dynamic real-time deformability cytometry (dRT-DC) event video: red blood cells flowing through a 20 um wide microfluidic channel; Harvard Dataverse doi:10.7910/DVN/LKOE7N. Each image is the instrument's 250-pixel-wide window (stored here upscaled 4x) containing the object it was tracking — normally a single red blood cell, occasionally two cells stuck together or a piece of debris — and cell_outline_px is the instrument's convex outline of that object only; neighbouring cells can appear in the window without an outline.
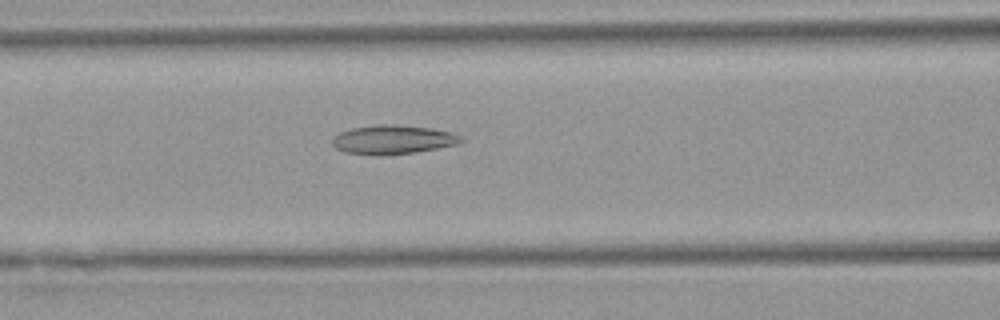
{"species": "Egyptian fruit bat (a non-hibernating species)", "species_latin": "Rousettus aegyptiacus", "temperature_condition": "warm", "stored_images_in_passage": 38, "camera_frame_rate_fps": 3000, "um_per_image_px": 0.085, "animal": {"sex": "female"}, "frame": {"image": 1, "passage_image": 8, "time_ms": 2.333, "image_size_px": [1000, 320], "cell_outline_px": [[464, 140], [456, 144], [436, 148], [412, 152], [376, 156], [344, 152], [336, 148], [332, 144], [332, 136], [340, 132], [352, 128], [380, 124], [392, 124], [432, 128], [452, 132], [460, 136]], "centroid_in_image_um": [33.34, 11.86], "position_along_channel_um": 133.3, "area_um2": 21.68}}
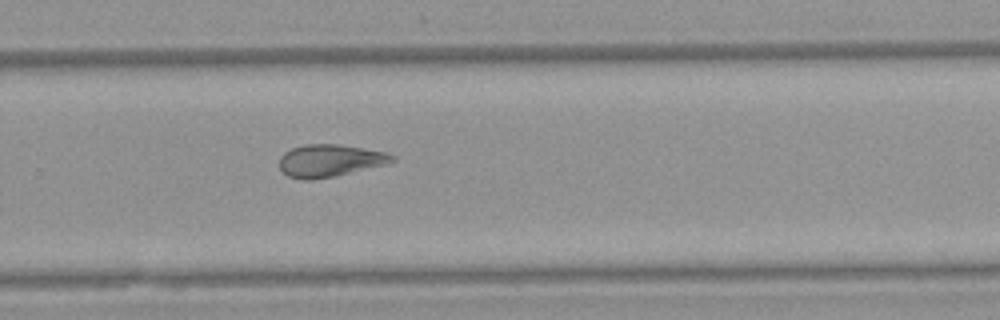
{"frame": {"image": 2, "passage_image": 21, "time_ms": 6.667, "image_size_px": [1000, 320], "cell_outline_px": [[396, 160], [388, 164], [332, 176], [312, 180], [304, 180], [288, 176], [280, 168], [280, 156], [284, 152], [292, 148], [304, 144], [340, 144], [384, 152], [396, 156]], "centroid_in_image_um": [28.03, 13.64], "position_along_channel_um": 301.8, "area_um2": 21.15}}
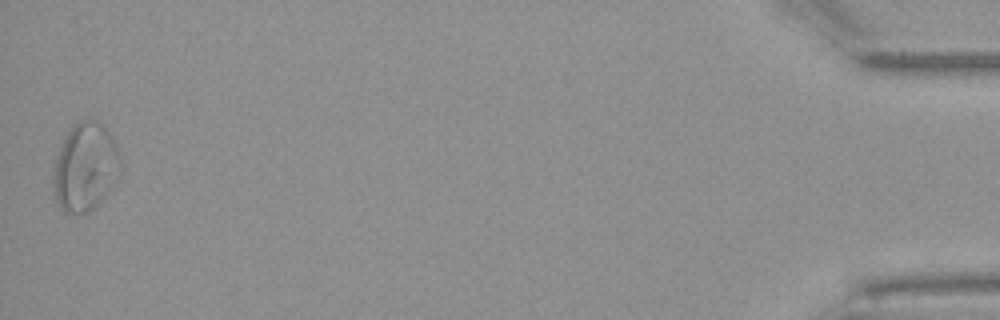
{"frame": {"image": 3, "passage_image": 38, "time_ms": 12.333, "image_size_px": [1000, 320], "cell_outline_px": [[120, 168], [108, 192], [96, 208], [88, 212], [64, 212], [60, 208], [52, 192], [52, 180], [56, 156], [60, 144], [68, 132], [80, 120], [96, 120], [104, 124], [116, 144], [120, 160]], "centroid_in_image_um": [7.21, 14.2], "position_along_channel_um": 428.0, "area_um2": 34.45}, "authors_computed_cell_mechanics": {"area_um2": 21.7039, "velocity_mm_per_s": 3.9043, "shape_relaxation_time_tau1_ms": null, "shape_relaxation_time_tau2_ms": 6.4004, "deformation_change_tau1": null, "deformation_change_tau2": 0.1506}}